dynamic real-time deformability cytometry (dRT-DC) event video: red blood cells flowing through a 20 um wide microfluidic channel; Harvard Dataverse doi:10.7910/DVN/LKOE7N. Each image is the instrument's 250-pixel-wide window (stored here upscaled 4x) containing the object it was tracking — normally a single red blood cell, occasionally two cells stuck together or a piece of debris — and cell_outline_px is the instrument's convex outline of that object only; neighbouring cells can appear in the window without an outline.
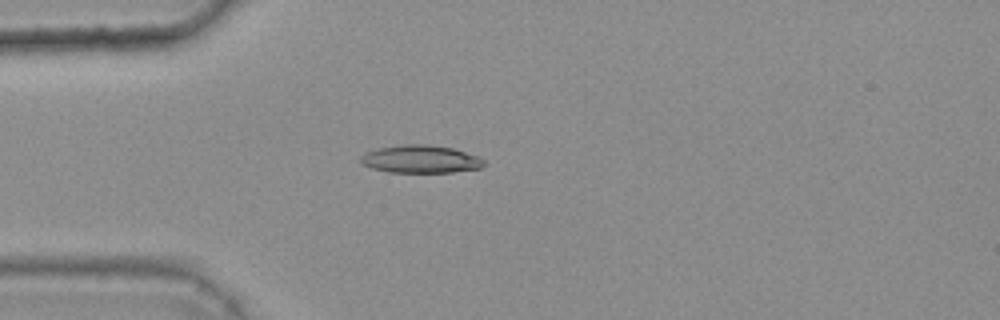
{"species": "common noctule bat (a hibernating species)", "species_latin": "Nyctalus noctula", "temperature_condition": "warm", "stored_images_in_passage": 37, "camera_frame_rate_fps": 3000, "um_per_image_px": 0.085, "animal": {"sex": "female", "body_mass_g": 25.1}, "frame": {"image": 1, "passage_image": 5, "time_ms": 1.333, "image_size_px": [1000, 320], "cell_outline_px": [[484, 164], [480, 168], [452, 172], [388, 172], [372, 168], [360, 164], [360, 156], [368, 152], [380, 148], [404, 144], [428, 144], [452, 148], [480, 156], [484, 160]], "centroid_in_image_um": [35.76, 13.53], "position_along_channel_um": 49.2, "area_um2": 19.94}}
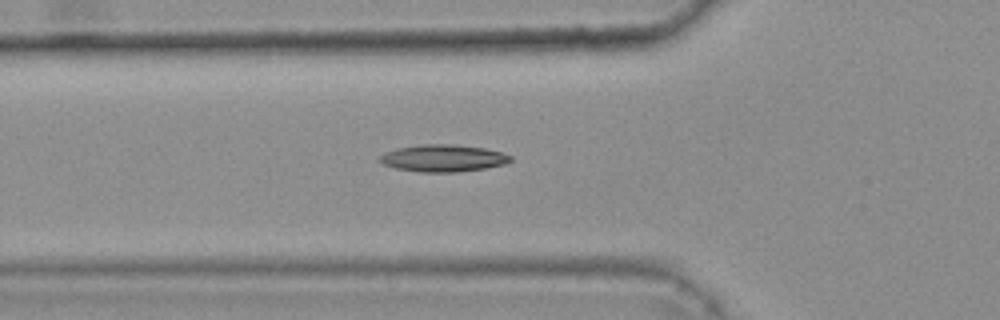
{"frame": {"image": 2, "passage_image": 9, "time_ms": 2.667, "image_size_px": [1000, 320], "cell_outline_px": [[512, 160], [508, 164], [484, 168], [456, 172], [420, 172], [396, 168], [384, 164], [376, 160], [384, 152], [396, 148], [424, 144], [448, 144], [484, 148], [500, 152], [512, 156]], "centroid_in_image_um": [37.65, 13.45], "position_along_channel_um": 88.1, "area_um2": 20.63}}
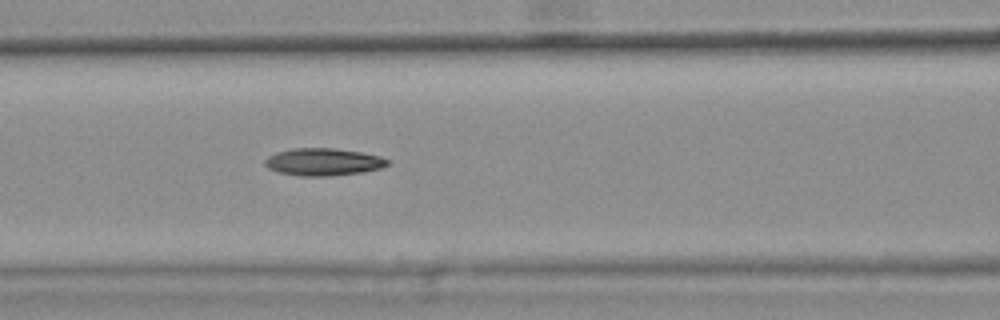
{"frame": {"image": 3, "passage_image": 13, "time_ms": 4.0, "image_size_px": [1000, 320], "cell_outline_px": [[388, 164], [380, 168], [364, 172], [332, 176], [300, 176], [280, 172], [268, 168], [264, 164], [264, 160], [268, 156], [276, 152], [292, 148], [332, 148], [360, 152], [380, 156], [388, 160]], "centroid_in_image_um": [27.45, 13.76], "position_along_channel_um": 139.1, "area_um2": 19.54}}